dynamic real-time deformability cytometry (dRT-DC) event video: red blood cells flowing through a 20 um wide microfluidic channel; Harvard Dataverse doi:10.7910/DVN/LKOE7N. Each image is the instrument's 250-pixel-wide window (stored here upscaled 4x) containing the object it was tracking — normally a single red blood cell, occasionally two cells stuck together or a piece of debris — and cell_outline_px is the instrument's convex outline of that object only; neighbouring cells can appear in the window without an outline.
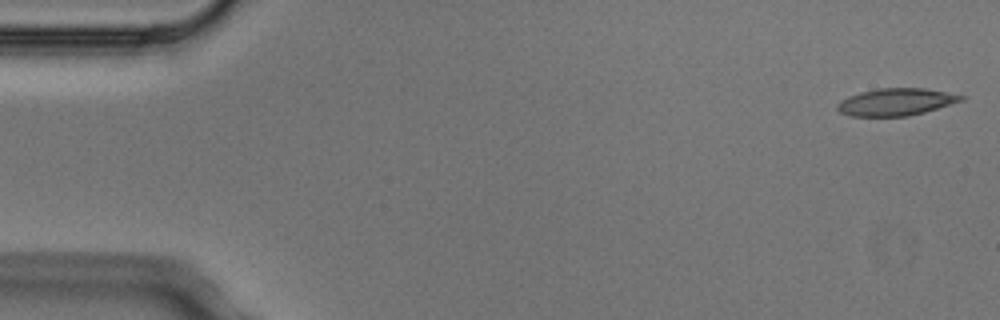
{"species": "Egyptian fruit bat (a non-hibernating species)", "species_latin": "Rousettus aegyptiacus", "temperature_condition": "cold", "stored_images_in_passage": 4, "segment_of_instrument_passage": [2, 2], "camera_frame_rate_fps": 3000, "um_per_image_px": 0.085, "animal": {"sex": "male"}, "frame": {"image": 1, "passage_image": 4, "time_ms": 1.0, "image_size_px": [1000, 320], "cell_outline_px": [[968, 96], [964, 100], [924, 112], [908, 116], [848, 116], [840, 112], [836, 108], [836, 104], [848, 96], [860, 92], [880, 88], [924, 88]], "centroid_in_image_um": [76.16, 8.66], "position_along_channel_um": 8.8, "area_um2": 19.65}}